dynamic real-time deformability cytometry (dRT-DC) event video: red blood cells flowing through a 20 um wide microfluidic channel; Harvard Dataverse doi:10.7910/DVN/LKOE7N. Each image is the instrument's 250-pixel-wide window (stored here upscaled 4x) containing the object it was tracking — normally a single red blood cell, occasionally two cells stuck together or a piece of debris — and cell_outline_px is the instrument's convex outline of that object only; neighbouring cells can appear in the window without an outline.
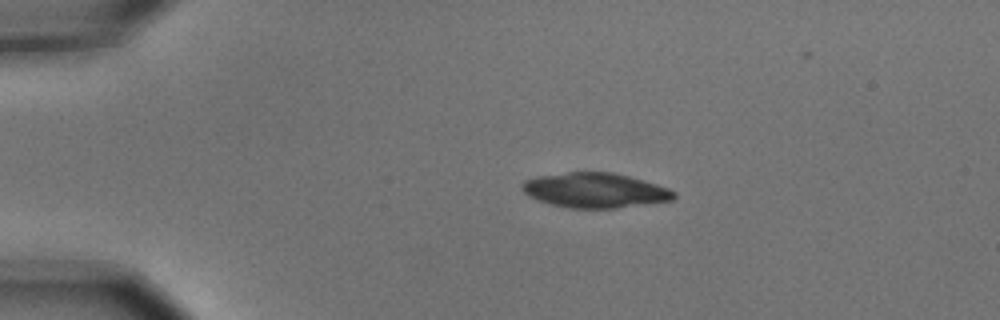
{"species": "common noctule bat (a hibernating species)", "species_latin": "Nyctalus noctula", "temperature_condition": "cold", "stored_images_in_passage": 5, "camera_frame_rate_fps": 3000, "um_per_image_px": 0.085, "animal": {"sex": "male", "body_mass_g": 15.6}, "frame": {"image": 1, "passage_image": 3, "time_ms": 0.667, "image_size_px": [1000, 320], "cell_outline_px": [[676, 196], [672, 200], [616, 208], [572, 208], [552, 204], [528, 196], [520, 188], [520, 184], [524, 180], [536, 176], [568, 172], [612, 172], [644, 180], [668, 188], [676, 192]], "centroid_in_image_um": [50.55, 16.17], "position_along_channel_um": 34.4, "area_um2": 30.75}}